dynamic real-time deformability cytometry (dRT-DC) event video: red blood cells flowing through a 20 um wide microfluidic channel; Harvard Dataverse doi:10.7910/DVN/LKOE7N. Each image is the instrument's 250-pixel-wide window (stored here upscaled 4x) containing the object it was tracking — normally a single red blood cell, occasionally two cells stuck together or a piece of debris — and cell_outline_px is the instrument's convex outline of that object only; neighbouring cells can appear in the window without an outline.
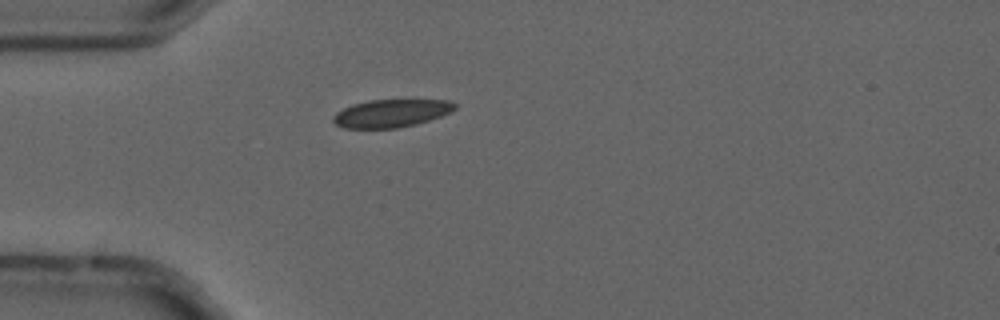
{"species": "common noctule bat (a hibernating species)", "species_latin": "Nyctalus noctula", "temperature_condition": "cold", "stored_images_in_passage": 1, "camera_frame_rate_fps": 3000, "um_per_image_px": 0.085, "animal": {"sex": "male", "forearm_length_mm": 52.5}, "frame": {"image": 1, "passage_image": 1, "time_ms": 0.0, "image_size_px": [1000, 320], "cell_outline_px": [[460, 104], [452, 112], [416, 124], [396, 128], [344, 128], [336, 124], [332, 120], [332, 116], [336, 112], [352, 104], [368, 100], [448, 100]], "centroid_in_image_um": [33.27, 9.62], "position_along_channel_um": 51.7, "area_um2": 19.83}}